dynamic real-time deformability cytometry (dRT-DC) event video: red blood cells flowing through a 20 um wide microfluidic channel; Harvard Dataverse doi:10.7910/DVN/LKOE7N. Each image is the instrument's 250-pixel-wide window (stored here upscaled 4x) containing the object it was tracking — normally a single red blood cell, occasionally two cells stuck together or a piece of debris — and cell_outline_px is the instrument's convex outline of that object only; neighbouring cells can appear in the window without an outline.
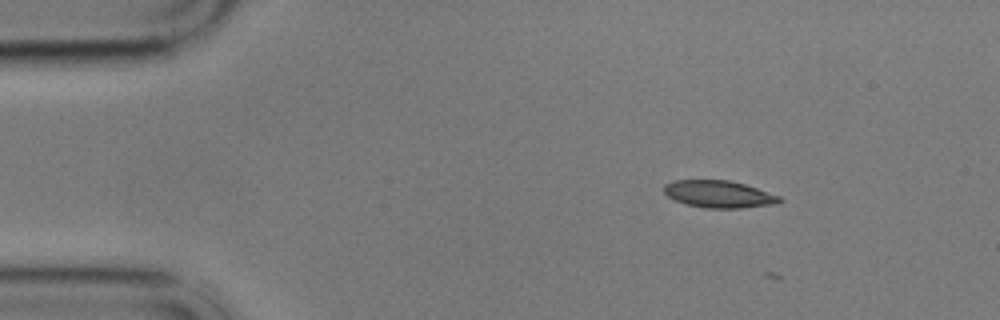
{"species": "common noctule bat (a hibernating species)", "species_latin": "Nyctalus noctula", "temperature_condition": "cold", "stored_images_in_passage": 4, "camera_frame_rate_fps": 3000, "um_per_image_px": 0.085, "animal": {"sex": "male", "body_mass_g": 17.9}, "frame": {"image": 1, "passage_image": 2, "time_ms": 0.333, "image_size_px": [1000, 320], "cell_outline_px": [[784, 200], [776, 204], [740, 208], [704, 208], [688, 204], [676, 200], [668, 196], [664, 192], [664, 184], [672, 180], [728, 180], [744, 184], [780, 196]], "centroid_in_image_um": [61.11, 16.5], "position_along_channel_um": 23.9, "area_um2": 18.21}}